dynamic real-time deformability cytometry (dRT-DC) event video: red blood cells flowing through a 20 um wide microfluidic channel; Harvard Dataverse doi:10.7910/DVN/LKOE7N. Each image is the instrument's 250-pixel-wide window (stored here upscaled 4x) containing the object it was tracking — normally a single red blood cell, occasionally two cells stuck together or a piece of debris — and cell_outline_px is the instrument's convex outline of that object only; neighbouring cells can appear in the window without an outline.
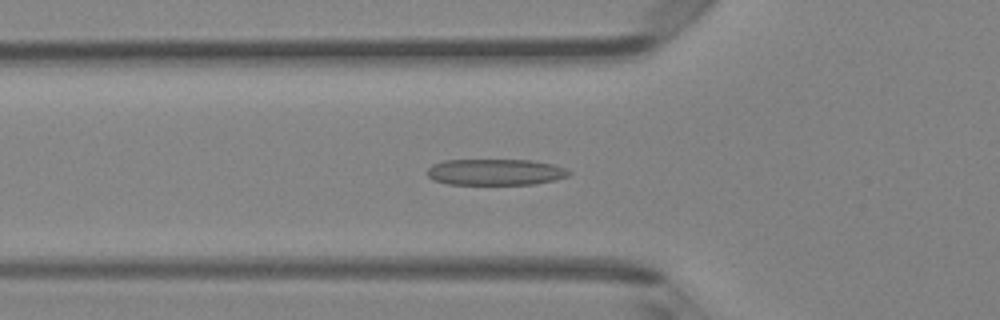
{"species": "Egyptian fruit bat (a non-hibernating species)", "species_latin": "Rousettus aegyptiacus", "temperature_condition": "room temperature", "stored_images_in_passage": 46, "camera_frame_rate_fps": 3000, "um_per_image_px": 0.085, "animal": {"sex": "female"}, "frame": {"image": 1, "passage_image": 16, "time_ms": 5.0, "image_size_px": [1000, 320], "cell_outline_px": [[572, 172], [568, 176], [556, 180], [532, 184], [448, 184], [432, 180], [428, 176], [428, 168], [432, 164], [444, 160], [532, 160], [552, 164], [568, 168]], "centroid_in_image_um": [42.13, 14.62], "position_along_channel_um": 83.7, "area_um2": 21.79}}
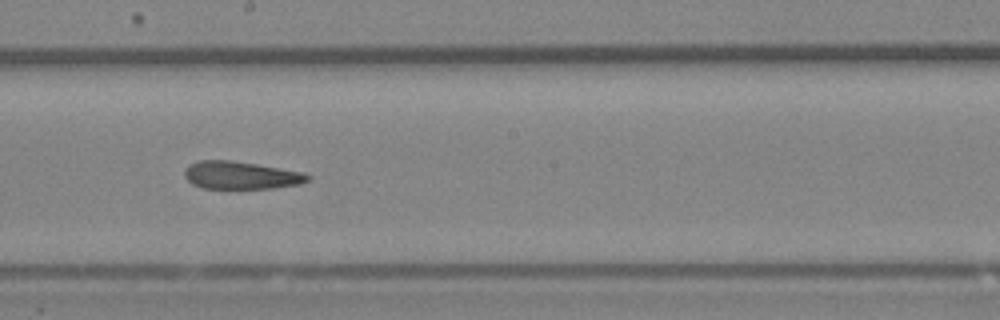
{"frame": {"image": 2, "passage_image": 26, "time_ms": 8.333, "image_size_px": [1000, 320], "cell_outline_px": [[312, 176], [308, 180], [300, 184], [272, 188], [200, 188], [192, 184], [184, 176], [184, 172], [188, 164], [200, 160], [228, 160], [256, 164], [304, 172]], "centroid_in_image_um": [20.46, 14.9], "position_along_channel_um": 227.7, "area_um2": 19.88}}
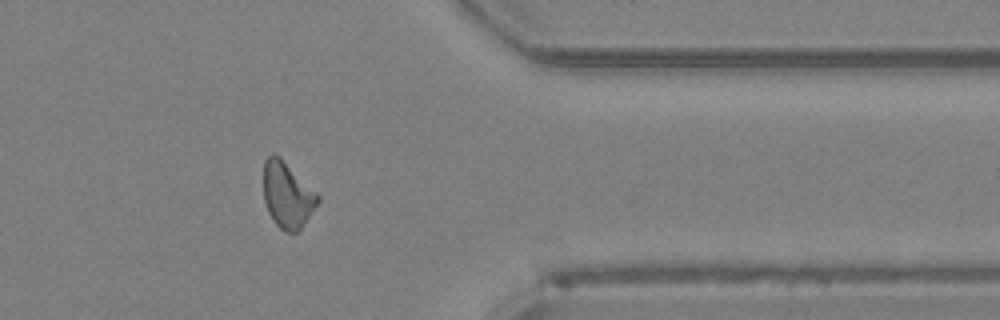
{"frame": {"image": 3, "passage_image": 38, "time_ms": 12.333, "image_size_px": [1000, 320], "cell_outline_px": [[320, 200], [300, 228], [296, 232], [284, 232], [272, 220], [268, 212], [264, 200], [264, 160], [272, 152], [280, 156], [320, 196]], "centroid_in_image_um": [24.4, 16.55], "position_along_channel_um": 387.0, "area_um2": 20.69}, "authors_computed_cell_mechanics": {"area_um2": 21.0392, "velocity_mm_per_s": 4.3312, "shape_relaxation_time_tau1_ms": 10.5479, "shape_relaxation_time_tau2_ms": 2.8667, "deformation_change_tau1": 0.2464, "deformation_change_tau2": 0.1328}}